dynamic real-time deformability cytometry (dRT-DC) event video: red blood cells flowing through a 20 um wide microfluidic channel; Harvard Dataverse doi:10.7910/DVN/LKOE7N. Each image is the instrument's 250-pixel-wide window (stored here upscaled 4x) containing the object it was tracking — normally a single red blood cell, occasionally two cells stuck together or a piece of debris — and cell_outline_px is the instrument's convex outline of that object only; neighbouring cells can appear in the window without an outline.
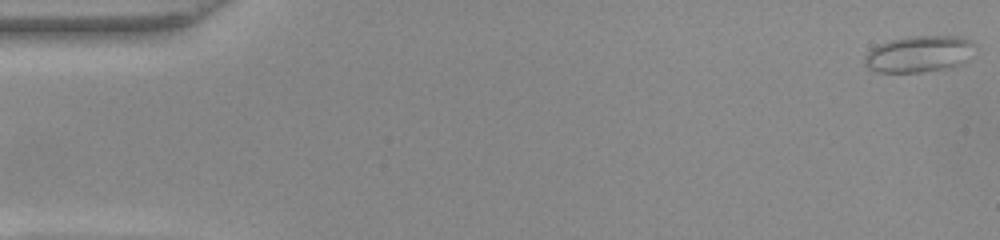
{"species": "common noctule bat (a hibernating species)", "species_latin": "Nyctalus noctula", "temperature_condition": "warm", "stored_images_in_passage": 52, "camera_frame_rate_fps": 3000, "um_per_image_px": 0.085, "animal": {"sex": "female", "body_mass_g": 22.0, "forearm_length_mm": 56.7}, "frame": {"image": 1, "passage_image": 1, "time_ms": 0.0, "image_size_px": [1000, 240], "cell_outline_px": [[972, 44], [968, 60], [964, 64], [952, 68], [920, 72], [876, 72], [868, 68], [864, 64], [864, 56], [872, 48], [888, 40], [908, 36], [960, 36], [972, 40]], "centroid_in_image_um": [78.1, 4.6], "position_along_channel_um": 6.9, "area_um2": 23.64}}
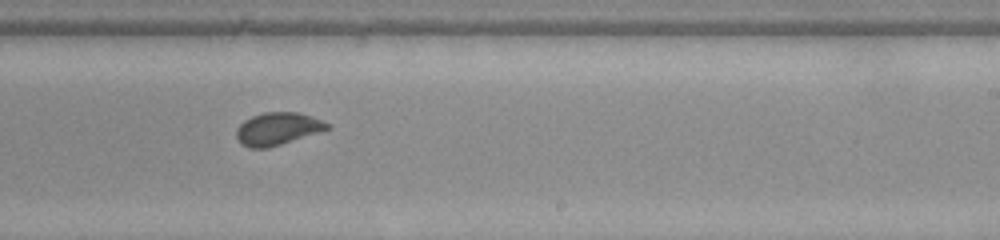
{"frame": {"image": 2, "passage_image": 32, "time_ms": 10.333, "image_size_px": [1000, 240], "cell_outline_px": [[328, 128], [320, 132], [268, 148], [248, 148], [240, 144], [236, 140], [236, 128], [244, 120], [252, 116], [264, 112], [300, 112], [312, 116], [328, 124]], "centroid_in_image_um": [23.53, 10.95], "position_along_channel_um": 265.5, "area_um2": 17.28}}
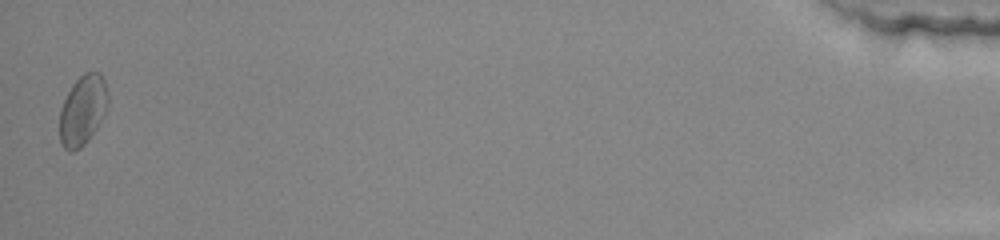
{"frame": {"image": 3, "passage_image": 52, "time_ms": 17.0, "image_size_px": [1000, 240], "cell_outline_px": [[108, 104], [104, 116], [88, 140], [80, 148], [72, 152], [68, 152], [64, 148], [60, 140], [60, 108], [72, 84], [84, 72], [100, 72], [104, 80], [108, 92]], "centroid_in_image_um": [7.03, 9.36], "position_along_channel_um": 428.2, "area_um2": 19.77}, "authors_computed_cell_mechanics": {"area_um2": 17.7157, "velocity_mm_per_s": 3.8924, "shape_relaxation_time_tau1_ms": 7.4987, "shape_relaxation_time_tau2_ms": null, "deformation_change_tau1": 0.1245, "deformation_change_tau2": null}}